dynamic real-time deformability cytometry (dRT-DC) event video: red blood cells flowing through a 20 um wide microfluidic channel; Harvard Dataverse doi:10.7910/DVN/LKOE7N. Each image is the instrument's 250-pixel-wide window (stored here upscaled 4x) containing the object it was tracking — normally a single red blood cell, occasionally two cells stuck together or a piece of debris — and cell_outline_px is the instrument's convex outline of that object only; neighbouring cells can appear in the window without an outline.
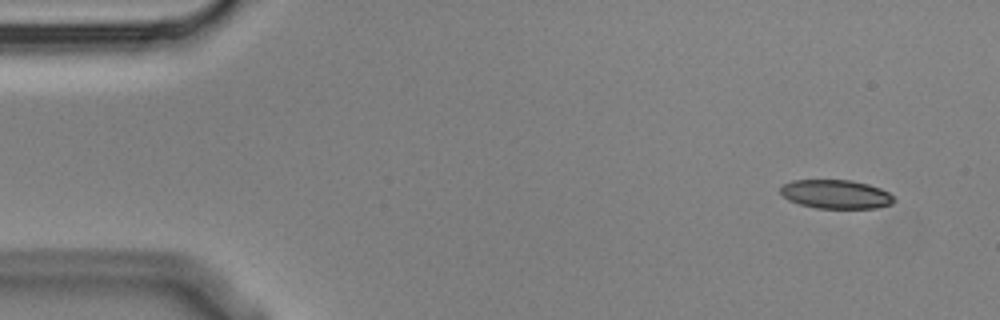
{"species": "Egyptian fruit bat (a non-hibernating species)", "species_latin": "Rousettus aegyptiacus", "temperature_condition": "cold", "stored_images_in_passage": 9, "camera_frame_rate_fps": 3000, "um_per_image_px": 0.085, "animal": {"sex": "male"}, "frame": {"image": 1, "passage_image": 1, "time_ms": 0.0, "image_size_px": [1000, 320], "cell_outline_px": [[896, 200], [892, 204], [876, 208], [816, 208], [800, 204], [788, 200], [780, 192], [780, 188], [784, 184], [792, 180], [852, 180], [868, 184], [880, 188], [888, 192]], "centroid_in_image_um": [71.06, 16.51], "position_along_channel_um": 13.9, "area_um2": 19.07}}
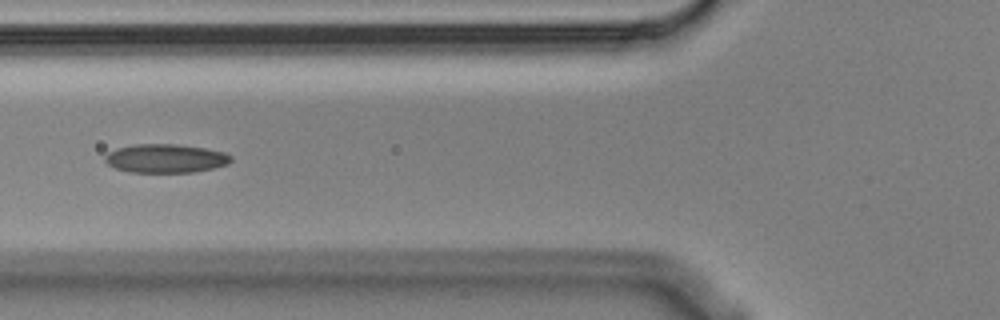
{"frame": {"image": 2, "passage_image": 6, "time_ms": 1.667, "image_size_px": [1000, 320], "cell_outline_px": [[232, 160], [228, 164], [212, 168], [192, 172], [132, 172], [116, 168], [108, 164], [104, 160], [104, 156], [108, 152], [116, 148], [136, 144], [176, 144], [204, 148], [224, 152], [232, 156]], "centroid_in_image_um": [14.07, 13.46], "position_along_channel_um": 111.7, "area_um2": 20.98}}
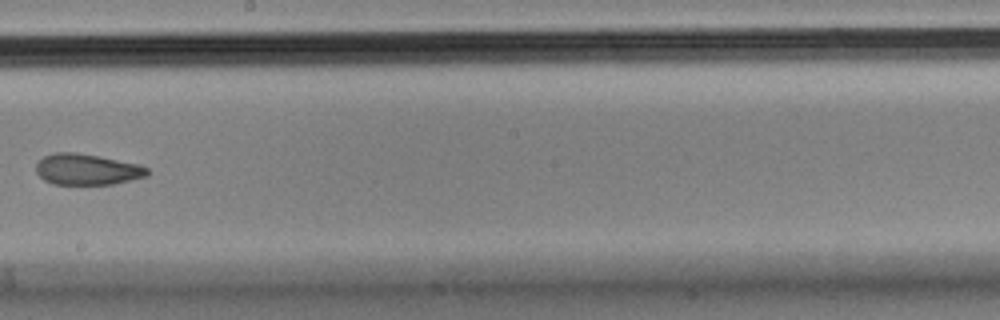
{"frame": {"image": 3, "passage_image": 9, "time_ms": 2.667, "image_size_px": [1000, 320], "cell_outline_px": [[148, 176], [112, 184], [52, 184], [44, 180], [36, 172], [36, 164], [44, 156], [56, 152], [76, 152], [140, 164], [148, 168]], "centroid_in_image_um": [7.39, 14.4], "position_along_channel_um": 240.8, "area_um2": 20.06}}